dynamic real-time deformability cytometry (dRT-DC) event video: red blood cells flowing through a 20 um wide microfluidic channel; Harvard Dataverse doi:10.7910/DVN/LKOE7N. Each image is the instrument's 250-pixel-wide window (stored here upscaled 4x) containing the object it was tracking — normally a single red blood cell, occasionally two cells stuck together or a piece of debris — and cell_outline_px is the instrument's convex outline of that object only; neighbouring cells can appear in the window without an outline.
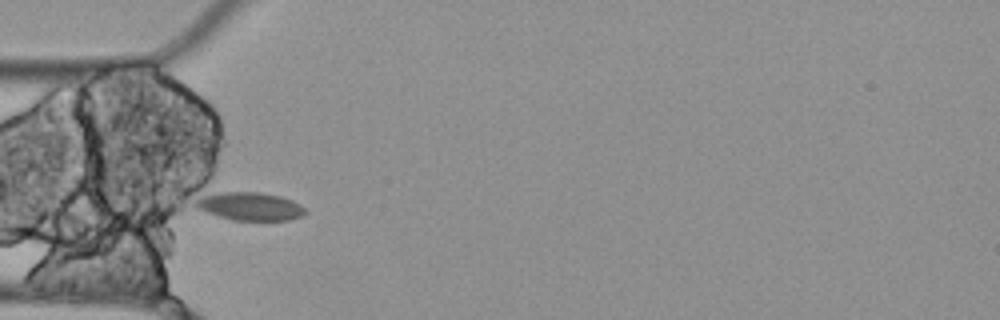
{"species": "Egyptian fruit bat (a non-hibernating species)", "species_latin": "Rousettus aegyptiacus", "temperature_condition": "cold", "stored_images_in_passage": 5, "camera_frame_rate_fps": 3000, "um_per_image_px": 0.085, "animal": {"sex": "female"}, "frame": {"image": 1, "passage_image": 5, "time_ms": 1.333, "image_size_px": [1000, 320], "cell_outline_px": [[308, 212], [300, 216], [288, 220], [232, 220], [204, 212], [196, 208], [192, 204], [196, 200], [204, 196], [220, 192], [260, 192], [280, 196], [292, 200], [300, 204]], "centroid_in_image_um": [21.23, 17.54], "position_along_channel_um": 63.8, "area_um2": 17.98}}